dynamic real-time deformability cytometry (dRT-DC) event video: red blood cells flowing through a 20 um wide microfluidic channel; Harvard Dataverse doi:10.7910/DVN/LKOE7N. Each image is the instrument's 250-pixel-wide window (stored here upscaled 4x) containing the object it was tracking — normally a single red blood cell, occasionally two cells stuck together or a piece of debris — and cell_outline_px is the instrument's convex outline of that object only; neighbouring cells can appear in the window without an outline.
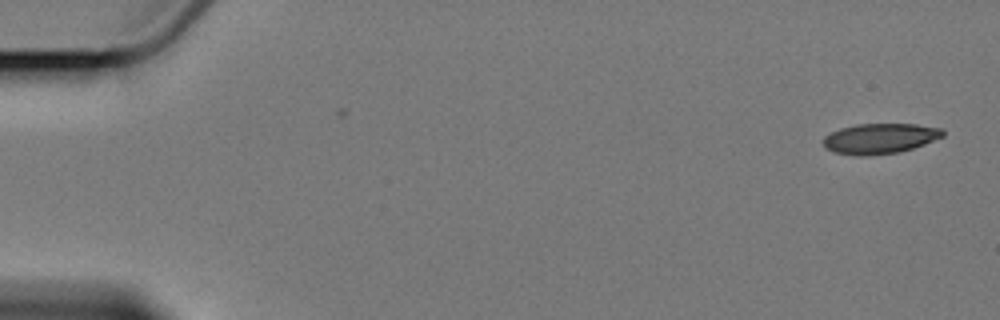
{"species": "Egyptian fruit bat (a non-hibernating species)", "species_latin": "Rousettus aegyptiacus", "temperature_condition": "cold", "stored_images_in_passage": 2, "camera_frame_rate_fps": 3000, "um_per_image_px": 0.085, "animal": {"sex": "female"}, "frame": {"image": 1, "passage_image": 1, "time_ms": 0.0, "image_size_px": [1000, 320], "cell_outline_px": [[944, 136], [924, 144], [912, 148], [896, 152], [868, 156], [856, 156], [836, 152], [828, 148], [824, 144], [824, 136], [840, 128], [856, 124], [916, 124], [940, 128], [944, 132]], "centroid_in_image_um": [74.8, 11.77], "position_along_channel_um": 10.2, "area_um2": 20.87}}